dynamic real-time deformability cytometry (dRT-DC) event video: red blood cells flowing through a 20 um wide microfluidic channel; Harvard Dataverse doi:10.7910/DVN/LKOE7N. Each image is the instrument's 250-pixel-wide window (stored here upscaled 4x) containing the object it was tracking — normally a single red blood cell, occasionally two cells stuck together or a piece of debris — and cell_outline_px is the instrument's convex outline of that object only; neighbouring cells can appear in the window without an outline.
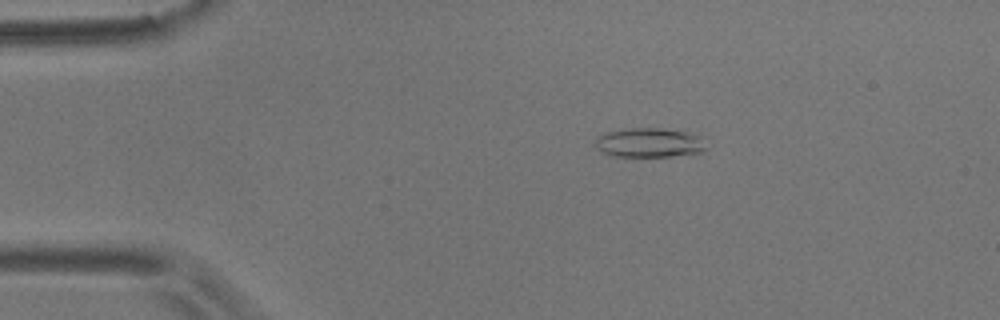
{"species": "common noctule bat (a hibernating species)", "species_latin": "Nyctalus noctula", "temperature_condition": "room temperature", "stored_images_in_passage": 2, "camera_frame_rate_fps": 3000, "um_per_image_px": 0.085, "animal": {"sex": "male", "body_mass_g": 17.9}, "frame": {"image": 1, "passage_image": 1, "time_ms": 0.0, "image_size_px": [1000, 320], "cell_outline_px": [[708, 148], [704, 152], [672, 156], [616, 156], [604, 152], [596, 148], [596, 136], [604, 132], [632, 128], [660, 128], [688, 132], [700, 136]], "centroid_in_image_um": [55.22, 12.12], "position_along_channel_um": 29.8, "area_um2": 19.02}}